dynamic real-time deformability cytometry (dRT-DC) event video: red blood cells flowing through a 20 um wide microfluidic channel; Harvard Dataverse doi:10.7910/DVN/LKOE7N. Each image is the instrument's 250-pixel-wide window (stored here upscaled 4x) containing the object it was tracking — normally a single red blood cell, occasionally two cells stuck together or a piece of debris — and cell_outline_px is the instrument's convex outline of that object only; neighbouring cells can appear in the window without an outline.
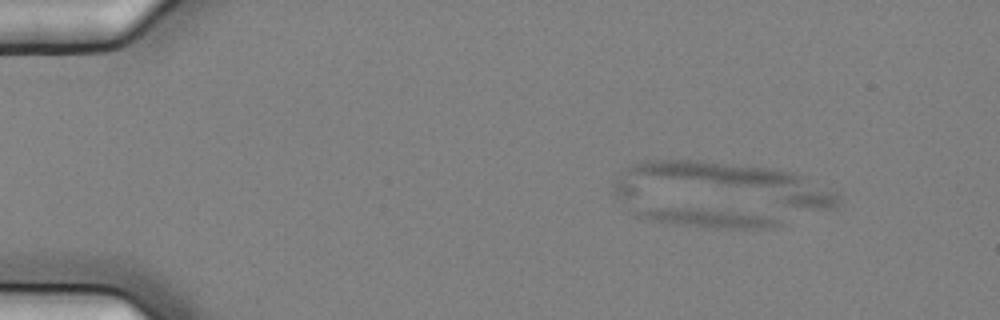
{"species": "common noctule bat (a hibernating species)", "species_latin": "Nyctalus noctula", "temperature_condition": "cold", "stored_images_in_passage": 6, "camera_frame_rate_fps": 3000, "um_per_image_px": 0.085, "animal": {"sex": "female", "body_mass_g": 25.1}, "frame": {"image": 1, "passage_image": 2, "time_ms": 0.333, "image_size_px": [1000, 320], "cell_outline_px": [[780, 224], [764, 228], [708, 228], [676, 224], [648, 220], [636, 216], [632, 212], [632, 208], [700, 208], [780, 216]], "centroid_in_image_um": [60.14, 18.51], "position_along_channel_um": 24.9, "area_um2": 15.9}}